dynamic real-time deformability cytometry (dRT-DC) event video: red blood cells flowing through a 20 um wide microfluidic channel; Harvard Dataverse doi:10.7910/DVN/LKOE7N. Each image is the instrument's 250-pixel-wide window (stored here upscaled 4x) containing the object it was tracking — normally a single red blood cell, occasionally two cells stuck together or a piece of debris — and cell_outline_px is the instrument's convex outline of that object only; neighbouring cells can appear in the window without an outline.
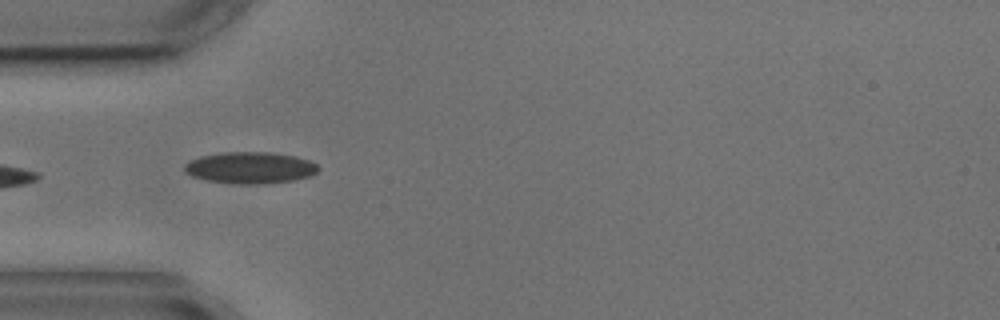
{"species": "common noctule bat (a hibernating species)", "species_latin": "Nyctalus noctula", "temperature_condition": "cold", "stored_images_in_passage": 3, "camera_frame_rate_fps": 3000, "um_per_image_px": 0.085, "animal": {"sex": "male", "body_mass_g": 17.9, "forearm_length_mm": 54.2}, "frame": {"image": 1, "passage_image": 2, "time_ms": 1.333, "image_size_px": [1000, 320], "cell_outline_px": [[320, 168], [316, 172], [308, 176], [292, 180], [264, 184], [240, 184], [208, 180], [192, 176], [184, 172], [184, 164], [200, 156], [224, 152], [272, 152], [296, 156], [308, 160], [316, 164]], "centroid_in_image_um": [21.26, 14.25], "position_along_channel_um": 63.7, "area_um2": 24.51}}